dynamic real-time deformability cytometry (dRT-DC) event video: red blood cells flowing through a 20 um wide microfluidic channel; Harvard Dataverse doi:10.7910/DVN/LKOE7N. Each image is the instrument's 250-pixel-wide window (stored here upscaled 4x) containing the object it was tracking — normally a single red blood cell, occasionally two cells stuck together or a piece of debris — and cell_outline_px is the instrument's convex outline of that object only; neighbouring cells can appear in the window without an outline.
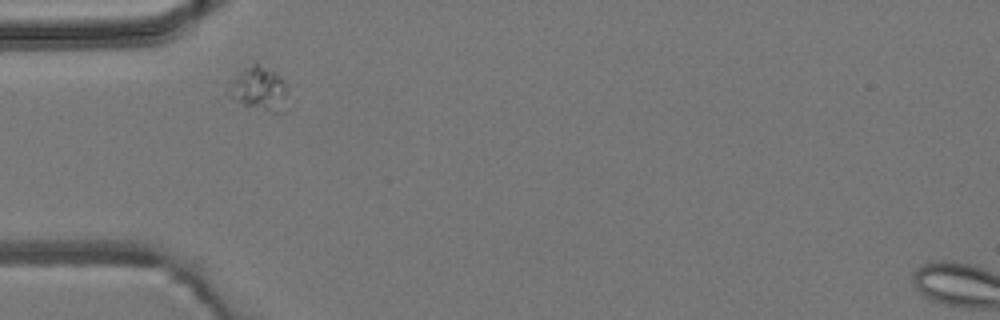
{"species": "common noctule bat (a hibernating species)", "species_latin": "Nyctalus noctula", "temperature_condition": "room temperature", "stored_images_in_passage": 5, "camera_frame_rate_fps": 3000, "um_per_image_px": 0.085, "animal": {"sex": "male", "body_mass_g": 19.2, "forearm_length_mm": 51.8}, "frame": {"image": 1, "passage_image": 1, "time_ms": 0.0, "image_size_px": [1000, 320], "cell_outline_px": [[288, 92], [284, 112], [276, 112], [244, 104], [232, 100], [232, 80], [240, 72], [256, 60], [276, 72], [280, 76], [288, 88]], "centroid_in_image_um": [22.12, 7.49], "position_along_channel_um": 62.9, "area_um2": 14.8}}
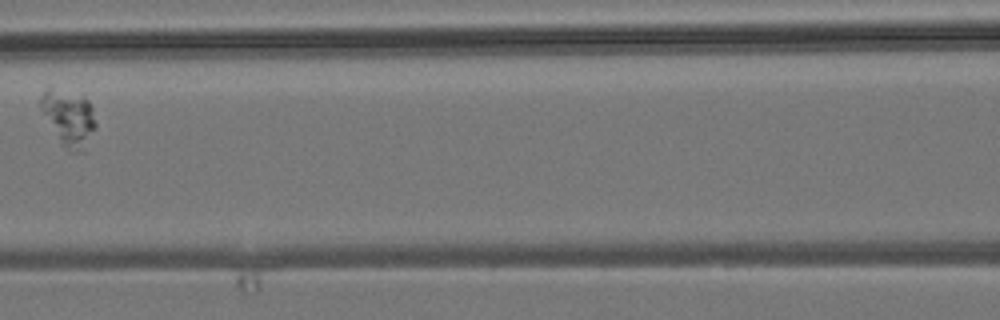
{"frame": {"image": 2, "passage_image": 3, "time_ms": 2.667, "image_size_px": [1000, 320], "cell_outline_px": [[96, 128], [84, 152], [68, 152], [60, 144], [40, 108], [40, 96], [48, 84], [84, 96], [88, 100], [92, 108], [96, 124]], "centroid_in_image_um": [5.83, 10.0], "position_along_channel_um": 160.8, "area_um2": 18.67}}
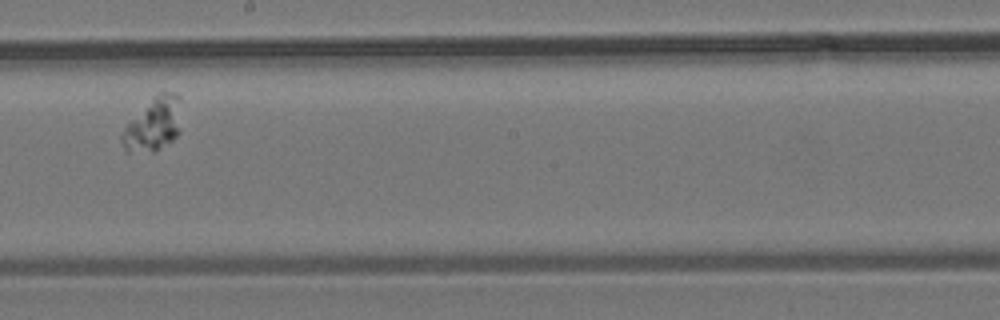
{"frame": {"image": 3, "passage_image": 5, "time_ms": 4.667, "image_size_px": [1000, 320], "cell_outline_px": [[180, 132], [172, 140], [156, 152], [124, 152], [120, 140], [120, 136], [124, 124], [152, 96], [160, 92], [172, 92], [180, 96]], "centroid_in_image_um": [12.98, 10.57], "position_along_channel_um": 235.2, "area_um2": 19.25}}